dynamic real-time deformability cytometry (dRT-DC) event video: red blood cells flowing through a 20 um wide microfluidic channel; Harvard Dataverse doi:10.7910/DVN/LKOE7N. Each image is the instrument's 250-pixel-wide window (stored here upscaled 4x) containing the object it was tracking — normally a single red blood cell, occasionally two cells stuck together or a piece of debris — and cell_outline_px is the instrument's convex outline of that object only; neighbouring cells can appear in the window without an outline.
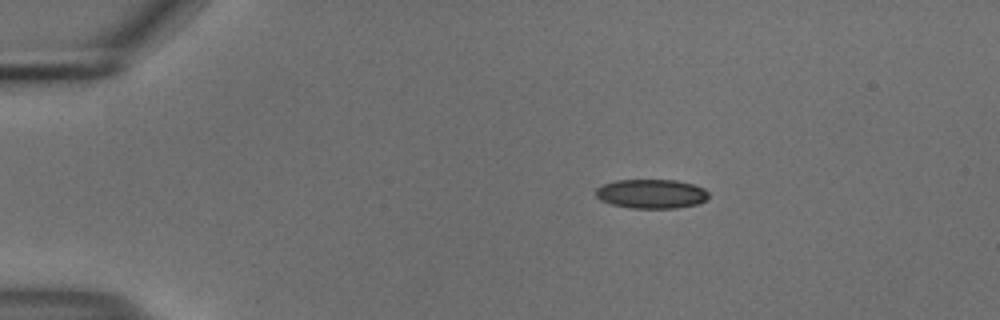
{"species": "common noctule bat (a hibernating species)", "species_latin": "Nyctalus noctula", "temperature_condition": "cold", "stored_images_in_passage": 46, "camera_frame_rate_fps": 3000, "um_per_image_px": 0.085, "animal": {"sex": "male", "body_mass_g": 18.8}, "frame": {"image": 1, "passage_image": 1, "time_ms": 0.0, "image_size_px": [1000, 320], "cell_outline_px": [[708, 196], [704, 200], [696, 204], [676, 208], [628, 208], [612, 204], [600, 200], [596, 196], [596, 188], [604, 184], [616, 180], [676, 180], [692, 184], [704, 188], [708, 192]], "centroid_in_image_um": [55.34, 16.47], "position_along_channel_um": 29.7, "area_um2": 19.13}}
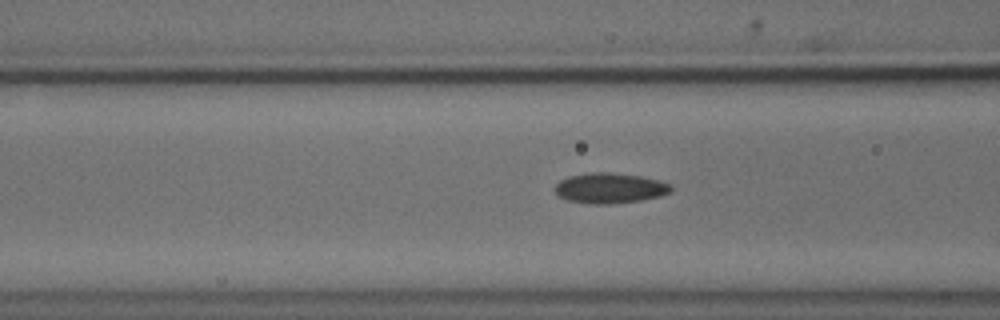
{"frame": {"image": 2, "passage_image": 13, "time_ms": 4.0, "image_size_px": [1000, 320], "cell_outline_px": [[672, 192], [660, 196], [640, 200], [612, 204], [592, 204], [568, 200], [556, 196], [552, 188], [560, 180], [568, 176], [588, 172], [612, 172], [640, 176], [660, 180], [672, 184]], "centroid_in_image_um": [51.81, 15.98], "position_along_channel_um": 114.8, "area_um2": 20.92}}
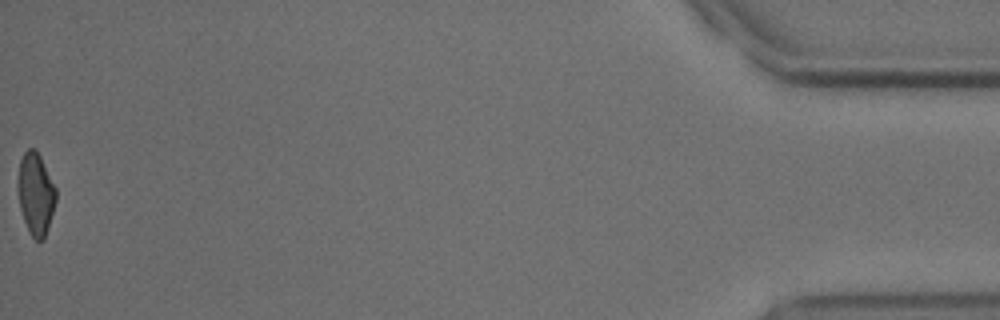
{"frame": {"image": 3, "passage_image": 46, "time_ms": 15.0, "image_size_px": [1000, 320], "cell_outline_px": [[56, 200], [48, 228], [44, 240], [36, 240], [28, 232], [20, 208], [16, 188], [20, 160], [24, 152], [28, 148], [36, 148], [56, 188]], "centroid_in_image_um": [3.02, 16.47], "position_along_channel_um": 432.2, "area_um2": 18.38}, "authors_computed_cell_mechanics": {"area_um2": 19.652, "velocity_mm_per_s": 3.7065, "shape_relaxation_time_tau1_ms": 5.2376, "shape_relaxation_time_tau2_ms": 3.7286, "deformation_change_tau1": 0.1114, "deformation_change_tau2": 0.0743}}